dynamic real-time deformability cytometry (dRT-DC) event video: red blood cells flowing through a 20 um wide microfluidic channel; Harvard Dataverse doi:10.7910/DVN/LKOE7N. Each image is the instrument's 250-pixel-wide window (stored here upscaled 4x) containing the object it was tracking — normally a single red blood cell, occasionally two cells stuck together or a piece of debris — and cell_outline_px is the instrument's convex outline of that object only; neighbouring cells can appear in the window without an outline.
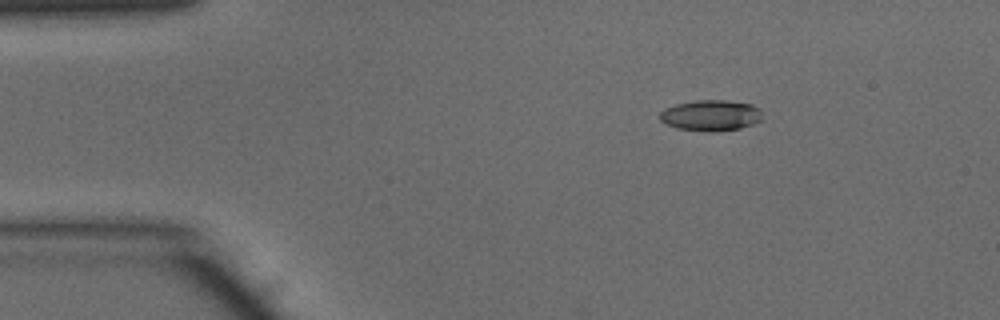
{"species": "common noctule bat (a hibernating species)", "species_latin": "Nyctalus noctula", "temperature_condition": "warm", "stored_images_in_passage": 42, "camera_frame_rate_fps": 3000, "um_per_image_px": 0.085, "animal": {"sex": "male", "body_mass_g": 15.6}, "frame": {"image": 1, "passage_image": 1, "time_ms": 0.0, "image_size_px": [1000, 320], "cell_outline_px": [[764, 120], [740, 128], [712, 132], [676, 128], [660, 120], [660, 112], [664, 108], [676, 104], [696, 100], [724, 100], [752, 104], [760, 108]], "centroid_in_image_um": [60.45, 9.8], "position_along_channel_um": 24.5, "area_um2": 18.55}}
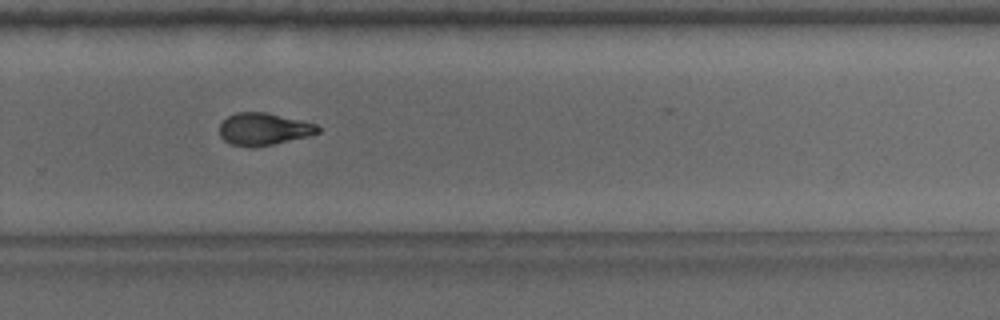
{"frame": {"image": 2, "passage_image": 26, "time_ms": 8.333, "image_size_px": [1000, 320], "cell_outline_px": [[320, 132], [308, 136], [272, 144], [232, 144], [224, 140], [220, 136], [220, 124], [228, 116], [236, 112], [264, 112], [300, 120], [316, 124], [320, 128]], "centroid_in_image_um": [22.43, 10.93], "position_along_channel_um": 307.4, "area_um2": 17.74}}
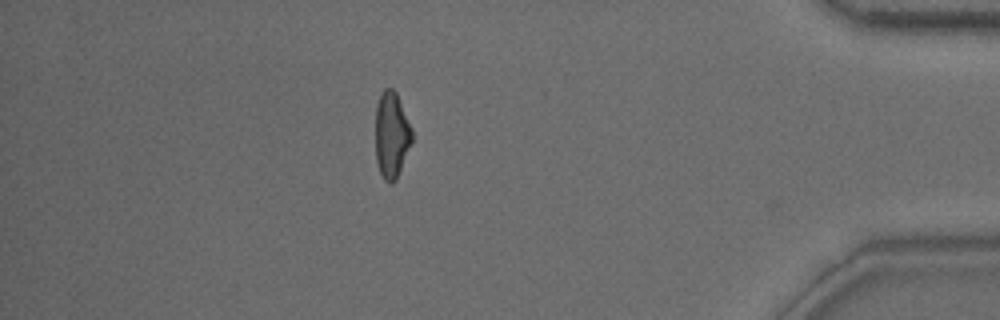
{"frame": {"image": 3, "passage_image": 36, "time_ms": 11.667, "image_size_px": [1000, 320], "cell_outline_px": [[412, 140], [396, 180], [392, 184], [384, 180], [380, 172], [376, 160], [376, 104], [384, 88], [392, 88], [396, 92], [412, 128]], "centroid_in_image_um": [33.28, 11.47], "position_along_channel_um": 401.9, "area_um2": 18.21}, "authors_computed_cell_mechanics": {"area_um2": 18.5827, "velocity_mm_per_s": 4.1516, "shape_relaxation_time_tau1_ms": 3.7737, "shape_relaxation_time_tau2_ms": 4.5209, "deformation_change_tau1": 0.1799, "deformation_change_tau2": 0.117}}